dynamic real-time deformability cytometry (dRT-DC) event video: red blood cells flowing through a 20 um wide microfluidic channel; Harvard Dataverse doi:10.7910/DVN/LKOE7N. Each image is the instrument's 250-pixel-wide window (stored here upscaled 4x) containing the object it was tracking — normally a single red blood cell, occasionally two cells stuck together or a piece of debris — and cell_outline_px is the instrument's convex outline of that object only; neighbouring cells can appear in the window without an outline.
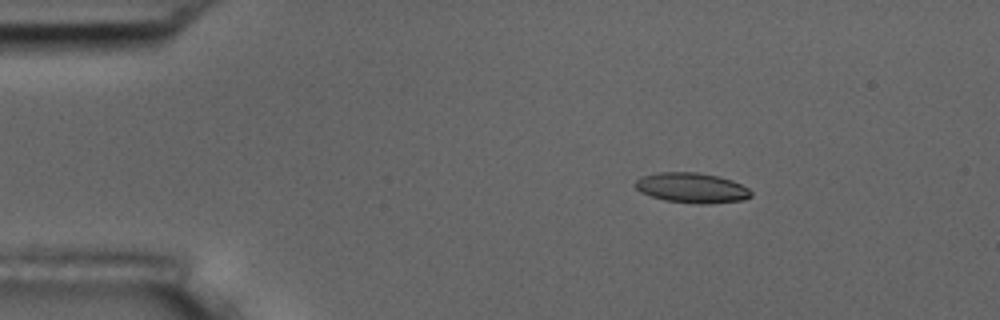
{"species": "common noctule bat (a hibernating species)", "species_latin": "Nyctalus noctula", "temperature_condition": "room temperature", "stored_images_in_passage": 4, "camera_frame_rate_fps": 3000, "um_per_image_px": 0.085, "animal": {"sex": "male", "body_mass_g": 17.5, "forearm_length_mm": 52.3}, "frame": {"image": 1, "passage_image": 2, "time_ms": 1.333, "image_size_px": [1000, 320], "cell_outline_px": [[752, 196], [744, 200], [708, 204], [696, 204], [664, 200], [640, 192], [636, 188], [636, 180], [640, 176], [656, 172], [696, 172], [716, 176], [732, 180], [748, 188], [752, 192]], "centroid_in_image_um": [58.8, 15.97], "position_along_channel_um": 26.2, "area_um2": 20.4}}